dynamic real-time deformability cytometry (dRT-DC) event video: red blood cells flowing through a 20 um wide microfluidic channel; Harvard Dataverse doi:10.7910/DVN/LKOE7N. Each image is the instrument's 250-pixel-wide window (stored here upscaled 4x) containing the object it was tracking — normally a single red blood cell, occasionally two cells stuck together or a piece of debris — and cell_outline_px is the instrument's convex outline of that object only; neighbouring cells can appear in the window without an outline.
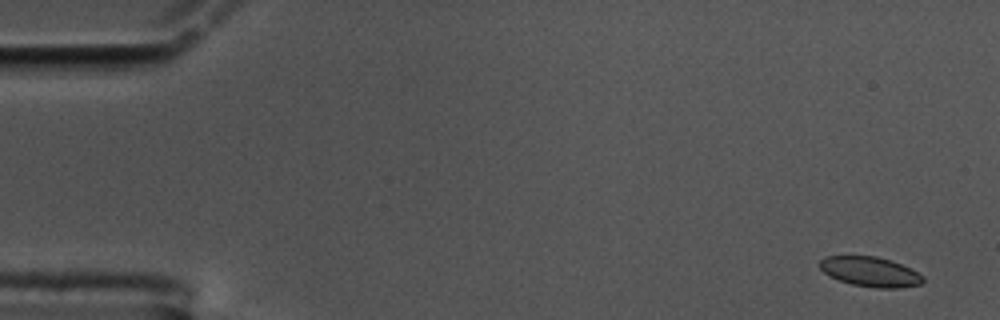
{"species": "common noctule bat (a hibernating species)", "species_latin": "Nyctalus noctula", "temperature_condition": "cold", "stored_images_in_passage": 16, "camera_frame_rate_fps": 3000, "um_per_image_px": 0.085, "animal": {"sex": "male", "body_mass_g": 17.5, "forearm_length_mm": 52.3}, "frame": {"image": 1, "passage_image": 3, "time_ms": 0.667, "image_size_px": [1000, 320], "cell_outline_px": [[924, 280], [920, 284], [896, 288], [876, 288], [852, 284], [828, 276], [820, 268], [820, 260], [824, 256], [876, 256], [900, 264], [924, 276]], "centroid_in_image_um": [73.93, 23.1], "position_along_channel_um": 11.1, "area_um2": 17.69}}
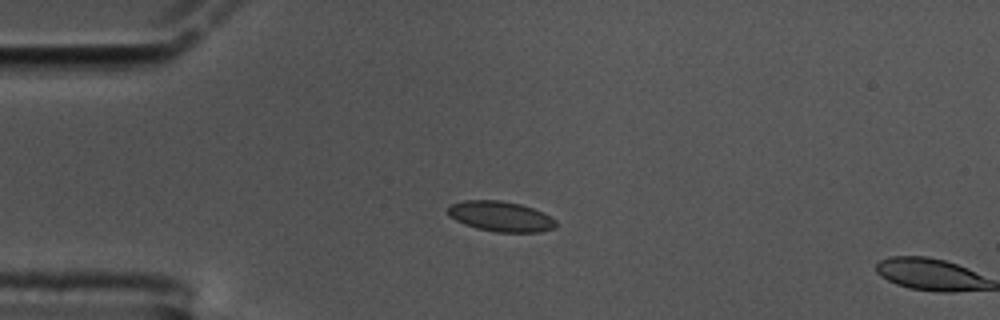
{"frame": {"image": 2, "passage_image": 15, "time_ms": 4.667, "image_size_px": [1000, 320], "cell_outline_px": [[556, 228], [540, 232], [496, 232], [476, 228], [464, 224], [448, 216], [448, 208], [452, 204], [464, 200], [500, 200], [520, 204], [544, 212], [556, 220]], "centroid_in_image_um": [42.57, 18.4], "position_along_channel_um": 42.4, "area_um2": 19.13}}